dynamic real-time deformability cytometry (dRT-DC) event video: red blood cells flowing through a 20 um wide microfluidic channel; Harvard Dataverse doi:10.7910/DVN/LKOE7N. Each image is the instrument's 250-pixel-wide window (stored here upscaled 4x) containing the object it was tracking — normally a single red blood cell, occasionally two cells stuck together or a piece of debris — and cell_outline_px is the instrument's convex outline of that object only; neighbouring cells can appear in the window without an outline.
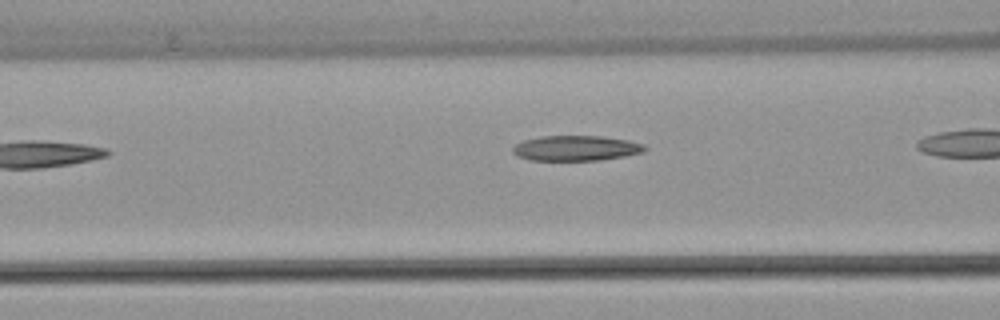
{"species": "common noctule bat (a hibernating species)", "species_latin": "Nyctalus noctula", "temperature_condition": "warm", "stored_images_in_passage": 11, "camera_frame_rate_fps": 3000, "um_per_image_px": 0.085, "animal": {"sex": "female", "body_mass_g": 22.7, "forearm_length_mm": 54.2}, "frame": {"image": 1, "passage_image": 5, "time_ms": 1.333, "image_size_px": [1000, 320], "cell_outline_px": [[648, 148], [644, 152], [624, 156], [600, 160], [528, 160], [516, 156], [512, 152], [512, 148], [516, 144], [524, 140], [540, 136], [604, 136], [628, 140], [644, 144]], "centroid_in_image_um": [48.96, 12.59], "position_along_channel_um": 117.6, "area_um2": 19.54}}